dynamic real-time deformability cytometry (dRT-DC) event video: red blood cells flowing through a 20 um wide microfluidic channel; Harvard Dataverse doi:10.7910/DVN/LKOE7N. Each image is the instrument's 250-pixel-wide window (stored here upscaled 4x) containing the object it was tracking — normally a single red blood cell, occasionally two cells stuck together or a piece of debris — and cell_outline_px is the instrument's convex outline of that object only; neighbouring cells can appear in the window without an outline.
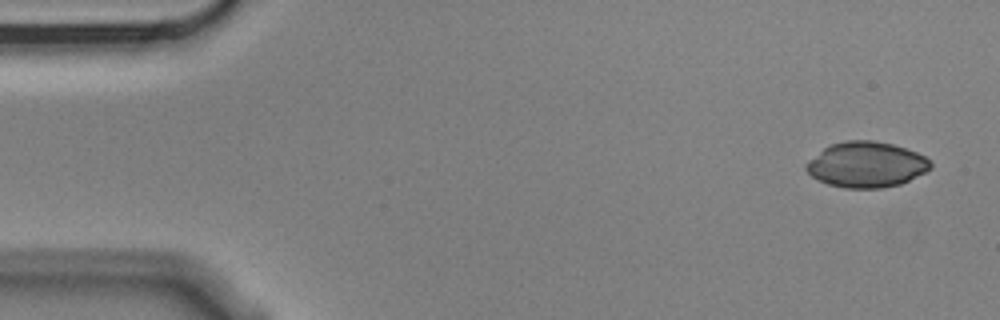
{"species": "Egyptian fruit bat (a non-hibernating species)", "species_latin": "Rousettus aegyptiacus", "temperature_condition": "cold", "stored_images_in_passage": 4, "camera_frame_rate_fps": 3000, "um_per_image_px": 0.085, "animal": {"sex": "male"}, "frame": {"image": 1, "passage_image": 1, "time_ms": 0.0, "image_size_px": [1000, 320], "cell_outline_px": [[932, 168], [900, 184], [880, 188], [844, 188], [828, 184], [812, 176], [804, 168], [804, 164], [808, 160], [824, 148], [832, 144], [844, 140], [872, 140], [892, 144], [916, 152], [924, 156], [932, 164]], "centroid_in_image_um": [73.61, 13.99], "position_along_channel_um": 11.4, "area_um2": 32.83}}